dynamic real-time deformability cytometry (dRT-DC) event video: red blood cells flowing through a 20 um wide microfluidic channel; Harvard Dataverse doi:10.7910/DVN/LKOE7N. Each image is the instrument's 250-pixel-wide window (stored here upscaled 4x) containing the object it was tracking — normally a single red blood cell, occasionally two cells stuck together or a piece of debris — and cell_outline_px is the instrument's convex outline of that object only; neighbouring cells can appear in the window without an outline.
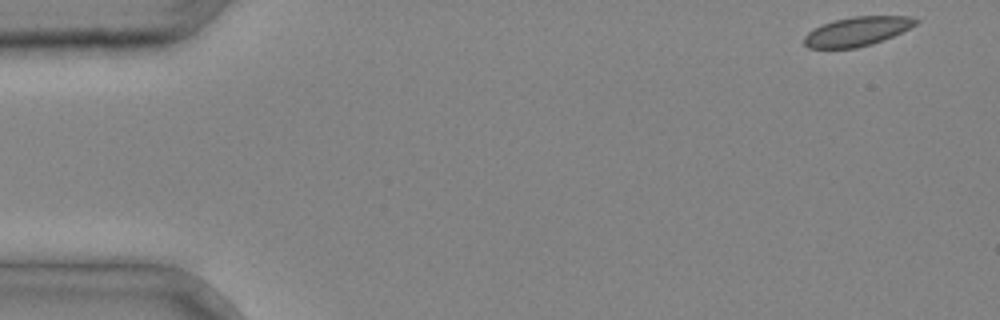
{"species": "common noctule bat (a hibernating species)", "species_latin": "Nyctalus noctula", "temperature_condition": "cold", "stored_images_in_passage": 4, "camera_frame_rate_fps": 3000, "um_per_image_px": 0.085, "animal": {"sex": "male", "body_mass_g": 20.4}, "frame": {"image": 1, "passage_image": 1, "time_ms": 0.0, "image_size_px": [1000, 320], "cell_outline_px": [[920, 20], [916, 24], [884, 40], [872, 44], [856, 48], [808, 48], [804, 44], [804, 36], [808, 32], [824, 24], [836, 20], [852, 16], [908, 16]], "centroid_in_image_um": [72.85, 2.67], "position_along_channel_um": 12.1, "area_um2": 18.73}}
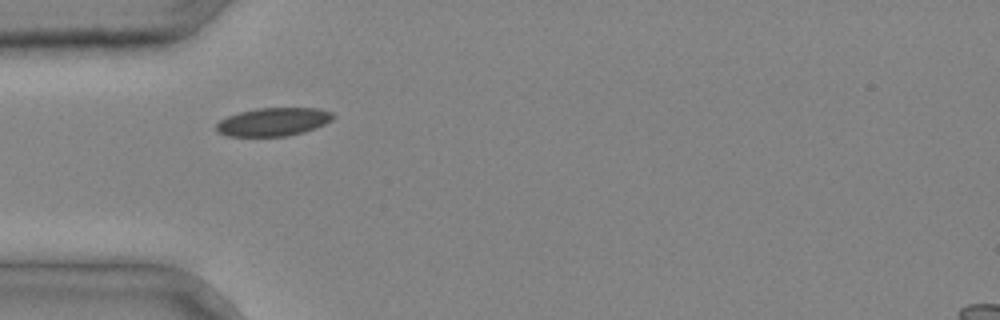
{"frame": {"image": 2, "passage_image": 4, "time_ms": 1.0, "image_size_px": [1000, 320], "cell_outline_px": [[336, 116], [332, 120], [324, 124], [304, 132], [284, 136], [228, 136], [220, 132], [216, 128], [216, 124], [220, 120], [228, 116], [240, 112], [256, 108], [320, 108], [332, 112]], "centroid_in_image_um": [23.26, 10.34], "position_along_channel_um": 61.7, "area_um2": 19.13}}